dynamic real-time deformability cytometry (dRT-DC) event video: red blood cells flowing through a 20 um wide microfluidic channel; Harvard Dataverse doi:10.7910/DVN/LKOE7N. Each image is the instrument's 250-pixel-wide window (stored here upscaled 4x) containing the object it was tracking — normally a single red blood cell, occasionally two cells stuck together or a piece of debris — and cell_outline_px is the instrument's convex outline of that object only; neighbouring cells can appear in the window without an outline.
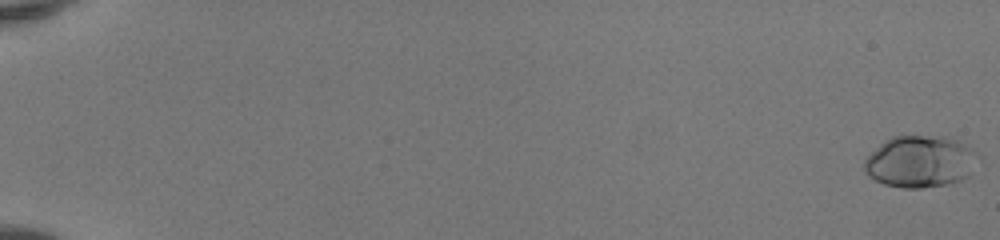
{"species": "human", "species_latin": "Homo sapiens", "temperature_condition": "room temperature", "stored_images_in_passage": 52, "camera_frame_rate_fps": 3000, "um_per_image_px": 0.085, "donor": {"sex": "female"}, "frame": {"image": 1, "passage_image": 1, "time_ms": 0.0, "image_size_px": [1000, 240], "cell_outline_px": [[984, 160], [972, 176], [952, 184], [924, 188], [900, 188], [884, 184], [868, 176], [864, 172], [864, 160], [880, 144], [892, 136], [952, 136], [960, 140], [972, 148]], "centroid_in_image_um": [78.35, 13.74], "position_along_channel_um": 6.6, "area_um2": 35.66}}
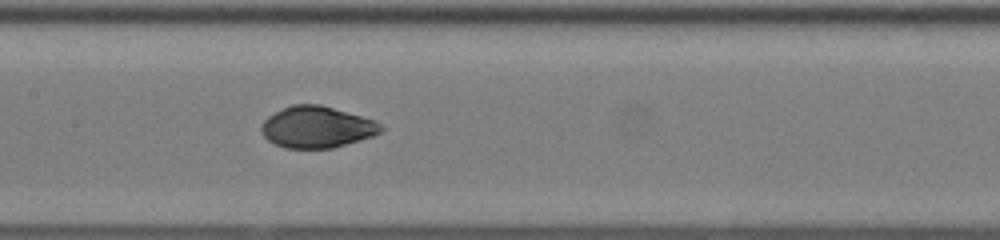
{"frame": {"image": 2, "passage_image": 29, "time_ms": 9.333, "image_size_px": [1000, 240], "cell_outline_px": [[384, 128], [380, 132], [372, 136], [360, 140], [332, 148], [284, 148], [268, 140], [264, 136], [260, 128], [260, 124], [268, 116], [292, 104], [320, 104], [376, 120]], "centroid_in_image_um": [26.93, 10.8], "position_along_channel_um": 180.5, "area_um2": 28.84}}
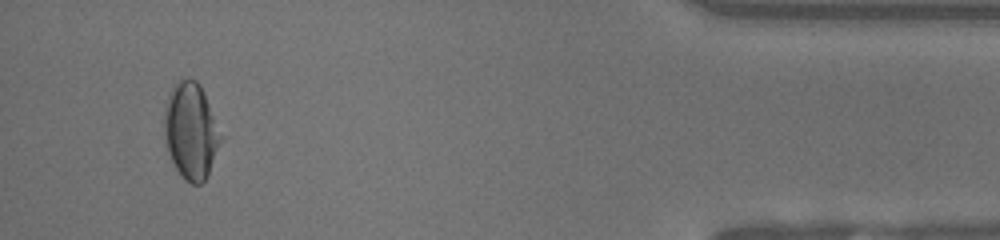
{"frame": {"image": 3, "passage_image": 50, "time_ms": 16.333, "image_size_px": [1000, 240], "cell_outline_px": [[224, 136], [208, 176], [200, 184], [192, 184], [184, 180], [180, 176], [168, 152], [164, 140], [164, 108], [168, 96], [176, 80], [180, 76], [196, 80], [200, 84], [204, 92]], "centroid_in_image_um": [16.24, 11.11], "position_along_channel_um": 419.0, "area_um2": 32.48}, "authors_computed_cell_mechanics": {"area_um2": 29.8248, "velocity_mm_per_s": 4.1769, "shape_relaxation_time_tau1_ms": 5.5587, "shape_relaxation_time_tau2_ms": 0.788, "deformation_change_tau1": 0.2134, "deformation_change_tau2": 0.0347}}